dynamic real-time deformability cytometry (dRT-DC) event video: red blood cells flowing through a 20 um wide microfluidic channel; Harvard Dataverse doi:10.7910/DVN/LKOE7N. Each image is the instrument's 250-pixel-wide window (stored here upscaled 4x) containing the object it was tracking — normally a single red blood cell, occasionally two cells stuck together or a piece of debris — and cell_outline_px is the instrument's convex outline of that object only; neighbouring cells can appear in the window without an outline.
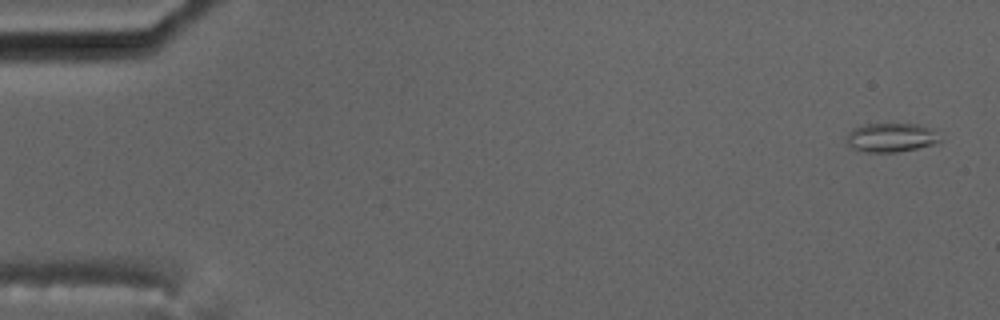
{"species": "common noctule bat (a hibernating species)", "species_latin": "Nyctalus noctula", "temperature_condition": "cold", "stored_images_in_passage": 10, "camera_frame_rate_fps": 3000, "um_per_image_px": 0.085, "animal": {"sex": "male", "body_mass_g": 17.5, "forearm_length_mm": 52.3}, "frame": {"image": 1, "passage_image": 1, "time_ms": 0.0, "image_size_px": [1000, 320], "cell_outline_px": [[940, 144], [896, 152], [868, 152], [852, 148], [844, 140], [848, 132], [852, 128], [864, 124], [920, 124], [940, 128]], "centroid_in_image_um": [75.84, 11.67], "position_along_channel_um": 9.2, "area_um2": 16.47}}
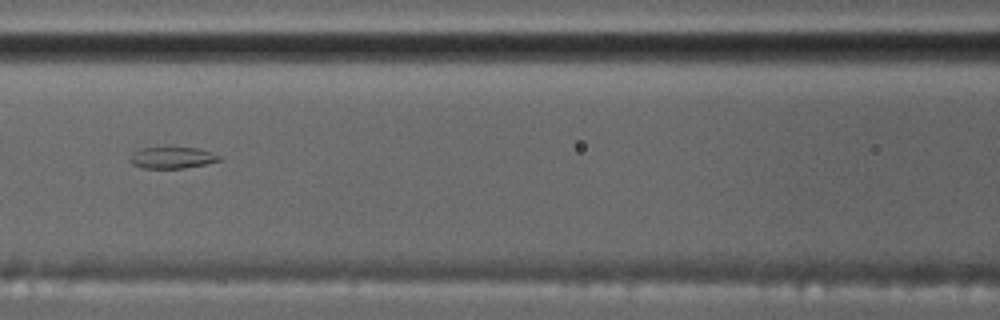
{"frame": {"image": 2, "passage_image": 7, "time_ms": 8.0, "image_size_px": [1000, 320], "cell_outline_px": [[220, 160], [204, 164], [180, 168], [144, 168], [132, 164], [128, 160], [132, 152], [140, 148], [164, 144], [168, 144], [196, 148], [220, 156]], "centroid_in_image_um": [14.52, 13.34], "position_along_channel_um": 152.1, "area_um2": 11.73}}
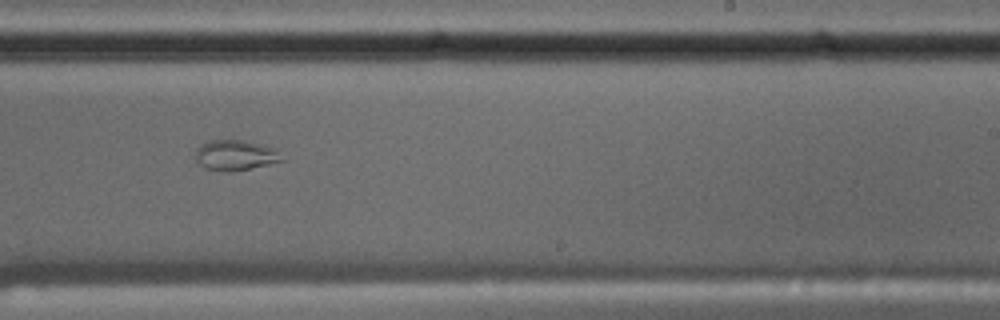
{"frame": {"image": 3, "passage_image": 10, "time_ms": 11.333, "image_size_px": [1000, 320], "cell_outline_px": [[288, 160], [232, 172], [228, 172], [204, 168], [196, 160], [196, 148], [200, 144], [212, 140], [244, 140], [276, 148]], "centroid_in_image_um": [20.06, 13.19], "position_along_channel_um": 268.9, "area_um2": 15.55}}